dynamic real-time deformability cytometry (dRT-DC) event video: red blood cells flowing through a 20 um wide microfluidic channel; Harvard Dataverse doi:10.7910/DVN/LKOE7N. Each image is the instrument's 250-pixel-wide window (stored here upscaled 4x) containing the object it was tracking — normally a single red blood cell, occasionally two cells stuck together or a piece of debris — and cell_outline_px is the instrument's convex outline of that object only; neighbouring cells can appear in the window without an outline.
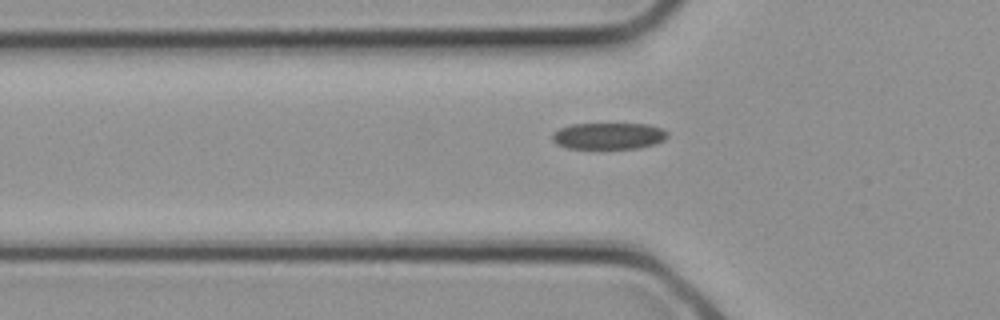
{"species": "common noctule bat (a hibernating species)", "species_latin": "Nyctalus noctula", "temperature_condition": "cold", "stored_images_in_passage": 2, "camera_frame_rate_fps": 3000, "um_per_image_px": 0.085, "animal": {"sex": "female", "body_mass_g": 21.9}, "frame": {"image": 1, "passage_image": 2, "time_ms": 0.333, "image_size_px": [1000, 320], "cell_outline_px": [[668, 136], [664, 140], [656, 144], [640, 148], [568, 148], [556, 144], [552, 140], [552, 132], [560, 128], [572, 124], [648, 124], [660, 128], [668, 132]], "centroid_in_image_um": [51.73, 11.55], "position_along_channel_um": 74.1, "area_um2": 17.86}}